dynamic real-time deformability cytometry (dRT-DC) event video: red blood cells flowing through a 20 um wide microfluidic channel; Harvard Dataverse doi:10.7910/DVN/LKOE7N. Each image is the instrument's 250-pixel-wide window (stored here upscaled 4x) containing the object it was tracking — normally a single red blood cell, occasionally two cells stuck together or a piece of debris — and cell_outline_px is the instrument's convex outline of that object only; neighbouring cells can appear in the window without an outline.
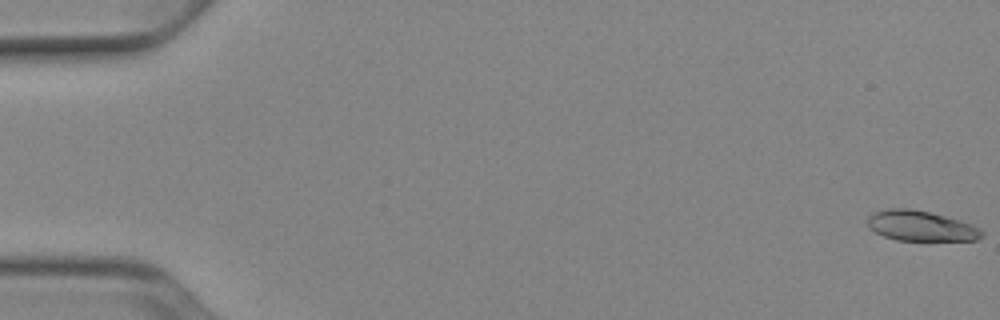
{"species": "Egyptian fruit bat (a non-hibernating species)", "species_latin": "Rousettus aegyptiacus", "temperature_condition": "cold", "stored_images_in_passage": 52, "camera_frame_rate_fps": 3000, "um_per_image_px": 0.085, "animal": {"sex": "female"}, "frame": {"image": 1, "passage_image": 1, "time_ms": 0.0, "image_size_px": [1000, 320], "cell_outline_px": [[984, 236], [976, 240], [896, 240], [884, 236], [868, 228], [868, 216], [872, 212], [888, 208], [908, 208], [928, 212], [960, 220], [972, 224], [980, 228], [984, 232]], "centroid_in_image_um": [78.27, 19.2], "position_along_channel_um": 6.7, "area_um2": 20.17}}
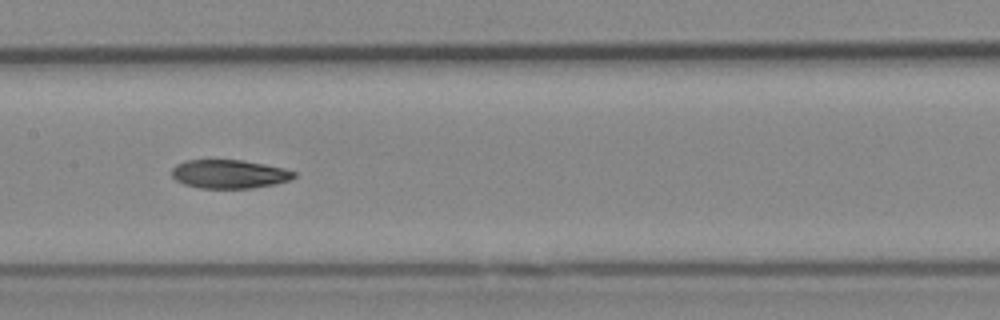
{"frame": {"image": 2, "passage_image": 27, "time_ms": 8.667, "image_size_px": [1000, 320], "cell_outline_px": [[296, 176], [292, 180], [276, 184], [252, 188], [200, 188], [184, 184], [176, 180], [172, 176], [172, 168], [176, 164], [184, 160], [240, 160], [264, 164], [284, 168], [296, 172]], "centroid_in_image_um": [19.5, 14.79], "position_along_channel_um": 187.9, "area_um2": 20.52}}
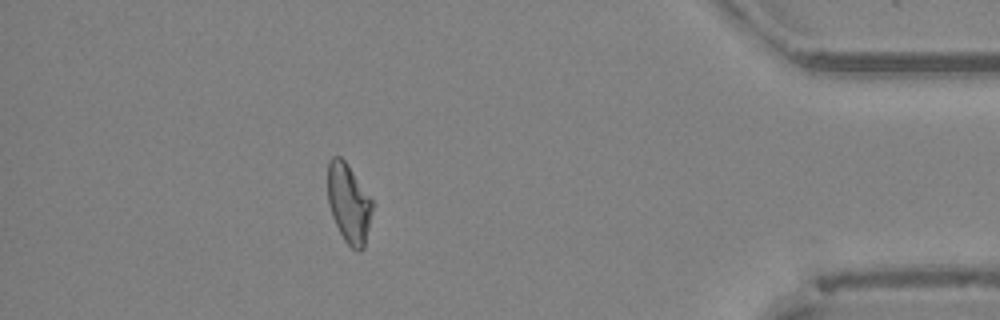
{"frame": {"image": 3, "passage_image": 47, "time_ms": 15.333, "image_size_px": [1000, 320], "cell_outline_px": [[372, 208], [364, 248], [360, 252], [356, 252], [344, 240], [332, 216], [328, 204], [328, 160], [332, 156], [340, 156], [344, 160], [372, 200]], "centroid_in_image_um": [29.62, 17.3], "position_along_channel_um": 405.6, "area_um2": 20.29}, "authors_computed_cell_mechanics": {"area_um2": 21.0681, "velocity_mm_per_s": 3.9194, "shape_relaxation_time_tau1_ms": null, "shape_relaxation_time_tau2_ms": 6.7343, "deformation_change_tau1": null, "deformation_change_tau2": 0.1415}}